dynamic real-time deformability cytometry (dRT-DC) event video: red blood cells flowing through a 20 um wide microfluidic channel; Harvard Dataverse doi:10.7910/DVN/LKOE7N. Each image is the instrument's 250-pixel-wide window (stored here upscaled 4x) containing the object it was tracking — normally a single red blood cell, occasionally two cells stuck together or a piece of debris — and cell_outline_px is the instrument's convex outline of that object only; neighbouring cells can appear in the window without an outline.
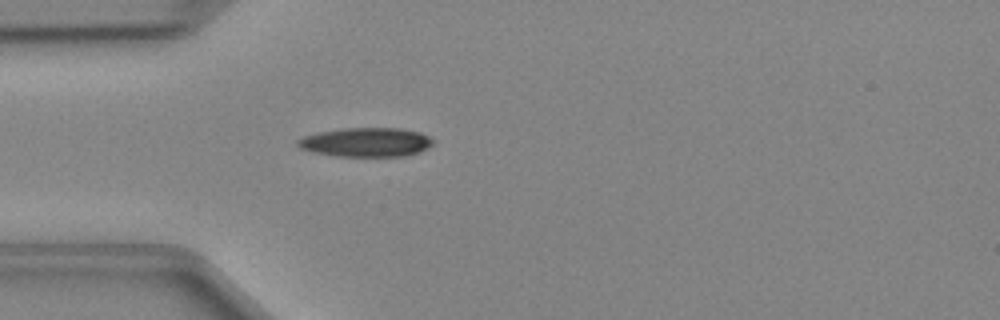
{"species": "Egyptian fruit bat (a non-hibernating species)", "species_latin": "Rousettus aegyptiacus", "temperature_condition": "cold", "stored_images_in_passage": 35, "camera_frame_rate_fps": 3000, "um_per_image_px": 0.085, "animal": {"sex": "female"}, "frame": {"image": 1, "passage_image": 1, "time_ms": 0.0, "image_size_px": [1000, 320], "cell_outline_px": [[432, 144], [428, 148], [420, 152], [404, 156], [336, 156], [312, 152], [300, 148], [296, 144], [296, 140], [304, 136], [320, 132], [344, 128], [400, 128], [420, 132], [428, 136], [432, 140]], "centroid_in_image_um": [31.11, 12.09], "position_along_channel_um": 53.9, "area_um2": 22.95}}
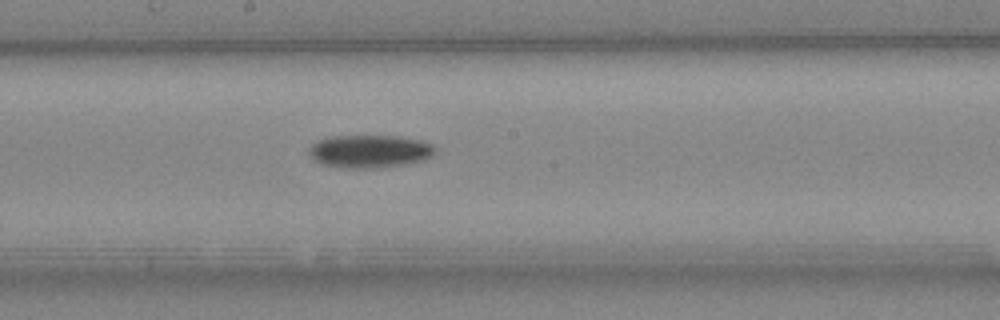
{"frame": {"image": 2, "passage_image": 13, "time_ms": 4.0, "image_size_px": [1000, 320], "cell_outline_px": [[436, 152], [432, 156], [424, 160], [376, 168], [348, 168], [324, 164], [308, 156], [308, 148], [316, 140], [332, 136], [396, 136], [420, 140], [432, 144], [436, 148]], "centroid_in_image_um": [31.4, 12.85], "position_along_channel_um": 216.8, "area_um2": 24.1}}
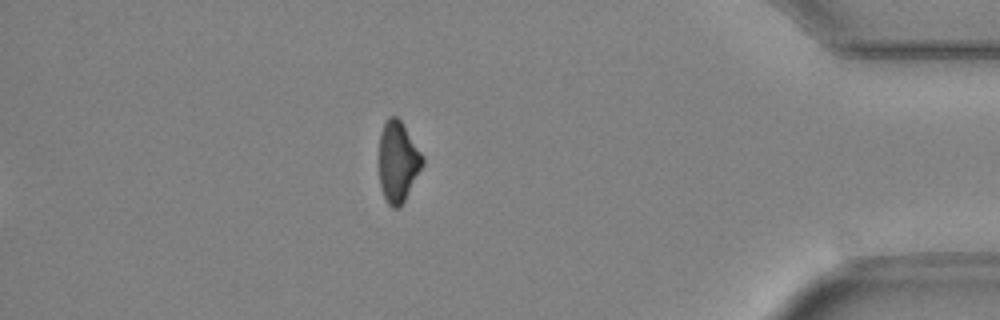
{"frame": {"image": 3, "passage_image": 29, "time_ms": 9.333, "image_size_px": [1000, 320], "cell_outline_px": [[424, 164], [400, 208], [392, 208], [388, 204], [380, 188], [380, 132], [388, 116], [396, 116], [400, 120], [424, 156]], "centroid_in_image_um": [33.83, 13.75], "position_along_channel_um": 401.4, "area_um2": 20.35}}